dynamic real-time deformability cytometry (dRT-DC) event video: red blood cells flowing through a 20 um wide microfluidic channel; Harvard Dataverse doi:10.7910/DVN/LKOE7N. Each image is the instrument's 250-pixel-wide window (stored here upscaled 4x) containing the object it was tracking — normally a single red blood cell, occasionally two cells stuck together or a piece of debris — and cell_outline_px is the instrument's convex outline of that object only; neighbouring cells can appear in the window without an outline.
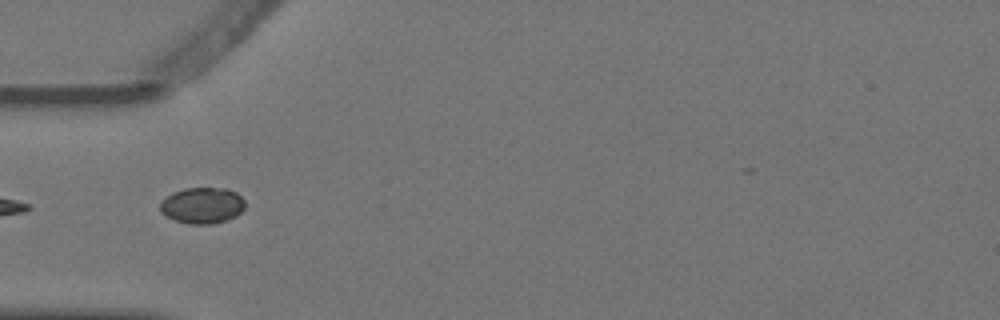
{"species": "Egyptian fruit bat (a non-hibernating species)", "species_latin": "Rousettus aegyptiacus", "temperature_condition": "warm", "stored_images_in_passage": 7, "segment_of_instrument_passage": [2, 2], "camera_frame_rate_fps": 3000, "um_per_image_px": 0.085, "animal": {"sex": "female"}, "frame": {"image": 1, "passage_image": 5, "time_ms": 1.333, "image_size_px": [1000, 320], "cell_outline_px": [[244, 208], [236, 216], [228, 220], [212, 224], [188, 224], [176, 220], [160, 212], [160, 204], [172, 192], [184, 188], [228, 188], [236, 192], [244, 200]], "centroid_in_image_um": [17.22, 17.46], "position_along_channel_um": 67.8, "area_um2": 17.86}}
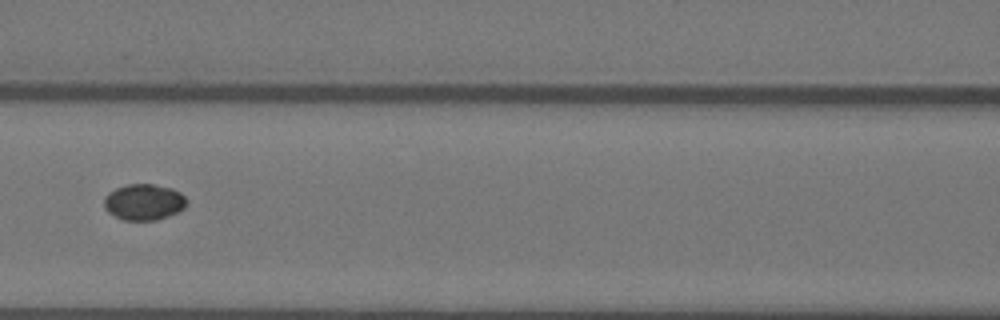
{"frame": {"image": 2, "passage_image": 7, "time_ms": 2.0, "image_size_px": [1000, 320], "cell_outline_px": [[188, 200], [184, 208], [168, 216], [156, 220], [124, 220], [108, 212], [104, 208], [104, 200], [108, 192], [116, 188], [128, 184], [152, 184], [172, 188], [180, 192]], "centroid_in_image_um": [12.23, 17.17], "position_along_channel_um": 154.4, "area_um2": 17.34}}